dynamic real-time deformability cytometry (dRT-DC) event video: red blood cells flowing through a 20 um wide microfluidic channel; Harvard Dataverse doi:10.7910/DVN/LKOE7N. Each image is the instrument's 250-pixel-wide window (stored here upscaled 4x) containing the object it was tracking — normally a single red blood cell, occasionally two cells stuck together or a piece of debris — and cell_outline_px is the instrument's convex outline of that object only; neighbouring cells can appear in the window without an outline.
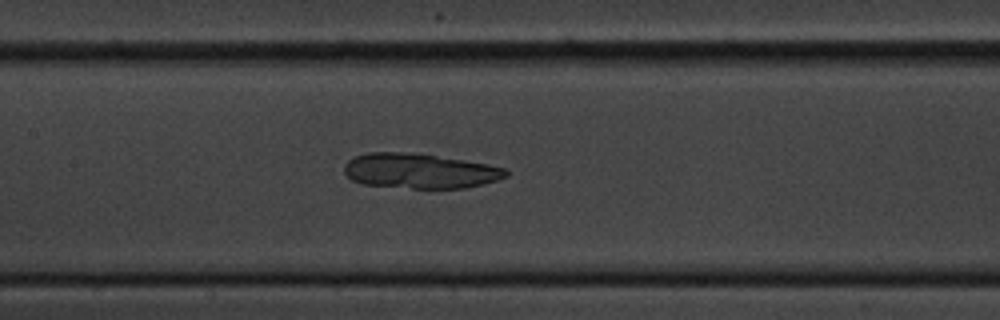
{"species": "common noctule bat (a hibernating species)", "species_latin": "Nyctalus noctula", "temperature_condition": "cold", "stored_images_in_passage": 54, "camera_frame_rate_fps": 3000, "um_per_image_px": 0.085, "animal": {"sex": "male", "body_mass_g": 20.1, "forearm_length_mm": 53.5}, "frame": {"image": 1, "passage_image": 25, "time_ms": 8.0, "image_size_px": [1000, 320], "cell_outline_px": [[508, 176], [496, 180], [464, 188], [412, 188], [360, 184], [352, 180], [344, 172], [344, 164], [348, 160], [356, 156], [368, 152], [412, 152], [464, 160], [488, 164], [504, 168], [508, 172]], "centroid_in_image_um": [35.64, 14.52], "position_along_channel_um": 171.8, "area_um2": 32.89}}